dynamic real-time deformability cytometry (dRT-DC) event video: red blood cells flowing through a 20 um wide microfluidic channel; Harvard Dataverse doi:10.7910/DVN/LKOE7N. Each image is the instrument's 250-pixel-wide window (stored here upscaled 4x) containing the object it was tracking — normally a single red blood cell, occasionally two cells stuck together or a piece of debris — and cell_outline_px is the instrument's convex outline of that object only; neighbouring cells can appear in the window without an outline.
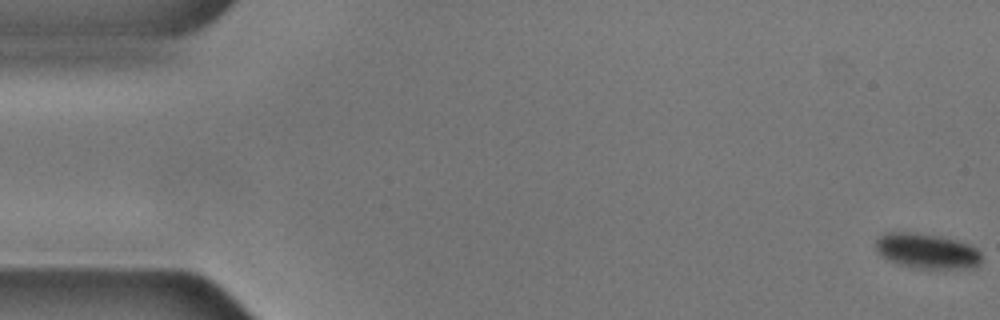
{"species": "common noctule bat (a hibernating species)", "species_latin": "Nyctalus noctula", "temperature_condition": "cold", "stored_images_in_passage": 45, "camera_frame_rate_fps": 3000, "um_per_image_px": 0.085, "animal": {"sex": "male", "body_mass_g": 17.9, "forearm_length_mm": 54.2}, "frame": {"image": 1, "passage_image": 1, "time_ms": 0.0, "image_size_px": [1000, 320], "cell_outline_px": [[980, 264], [976, 268], [920, 268], [896, 264], [880, 256], [876, 252], [876, 240], [880, 236], [888, 232], [904, 232], [940, 236], [956, 240], [968, 244], [976, 248], [980, 252]], "centroid_in_image_um": [78.77, 21.35], "position_along_channel_um": 6.2, "area_um2": 21.62}}
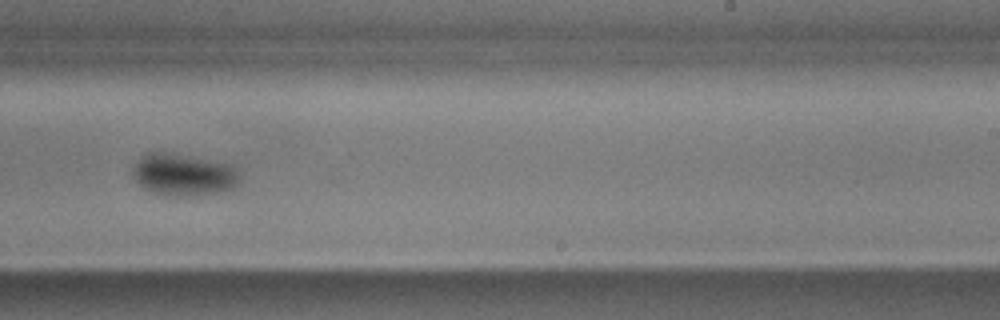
{"frame": {"image": 2, "passage_image": 35, "time_ms": 11.333, "image_size_px": [1000, 320], "cell_outline_px": [[244, 172], [240, 184], [236, 188], [228, 192], [196, 196], [176, 196], [152, 192], [136, 184], [132, 180], [132, 164], [144, 152], [152, 148], [164, 148], [232, 164]], "centroid_in_image_um": [15.63, 14.77], "position_along_channel_um": 273.4, "area_um2": 28.9}}
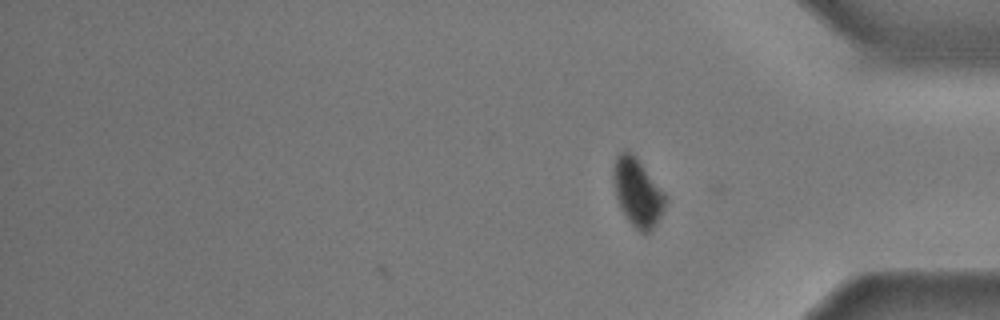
{"frame": {"image": 3, "passage_image": 45, "time_ms": 14.667, "image_size_px": [1000, 320], "cell_outline_px": [[668, 196], [664, 208], [652, 232], [640, 232], [628, 220], [620, 208], [616, 196], [612, 176], [612, 164], [616, 156], [624, 148], [632, 152], [636, 156]], "centroid_in_image_um": [54.18, 16.31], "position_along_channel_um": 381.0, "area_um2": 20.98}, "authors_computed_cell_mechanics": {"area_um2": 26.9348, "velocity_mm_per_s": 3.5468, "shape_relaxation_time_tau1_ms": null, "shape_relaxation_time_tau2_ms": 8.1111, "deformation_change_tau1": null, "deformation_change_tau2": 0.0377}}